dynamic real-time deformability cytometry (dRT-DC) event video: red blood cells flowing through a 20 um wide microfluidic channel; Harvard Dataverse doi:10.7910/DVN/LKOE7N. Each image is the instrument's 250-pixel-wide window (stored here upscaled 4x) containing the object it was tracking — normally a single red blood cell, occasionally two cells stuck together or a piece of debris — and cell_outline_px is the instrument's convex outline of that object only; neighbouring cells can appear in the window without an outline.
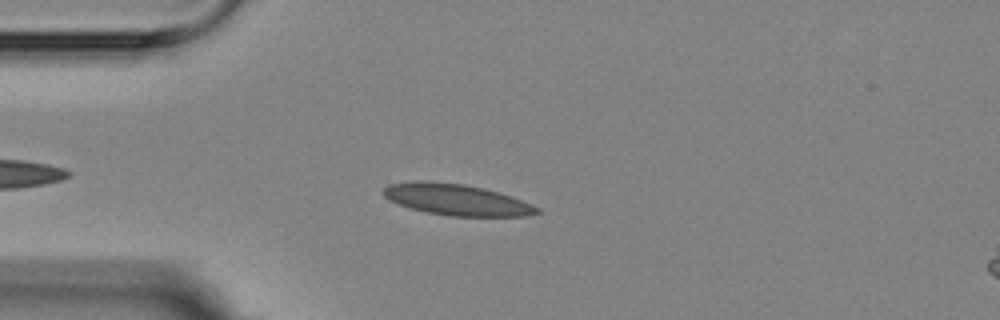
{"species": "Egyptian fruit bat (a non-hibernating species)", "species_latin": "Rousettus aegyptiacus", "temperature_condition": "room temperature", "stored_images_in_passage": 3, "camera_frame_rate_fps": 3000, "um_per_image_px": 0.085, "animal": {"sex": "female"}, "frame": {"image": 1, "passage_image": 1, "time_ms": 0.0, "image_size_px": [1000, 320], "cell_outline_px": [[540, 212], [524, 216], [448, 216], [428, 212], [412, 208], [388, 200], [384, 196], [384, 188], [388, 184], [416, 180], [428, 180], [464, 184], [484, 188], [512, 196], [532, 204], [540, 208]], "centroid_in_image_um": [38.81, 16.96], "position_along_channel_um": 46.2, "area_um2": 27.98}}
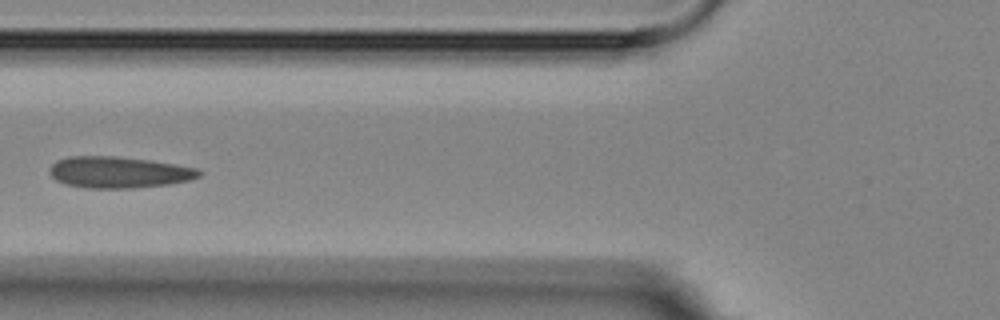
{"frame": {"image": 2, "passage_image": 3, "time_ms": 2.333, "image_size_px": [1000, 320], "cell_outline_px": [[200, 176], [188, 180], [168, 184], [132, 188], [84, 188], [64, 184], [56, 180], [48, 172], [52, 164], [56, 160], [68, 156], [112, 156], [148, 160], [196, 168], [200, 172]], "centroid_in_image_um": [10.01, 14.65], "position_along_channel_um": 115.8, "area_um2": 27.17}}